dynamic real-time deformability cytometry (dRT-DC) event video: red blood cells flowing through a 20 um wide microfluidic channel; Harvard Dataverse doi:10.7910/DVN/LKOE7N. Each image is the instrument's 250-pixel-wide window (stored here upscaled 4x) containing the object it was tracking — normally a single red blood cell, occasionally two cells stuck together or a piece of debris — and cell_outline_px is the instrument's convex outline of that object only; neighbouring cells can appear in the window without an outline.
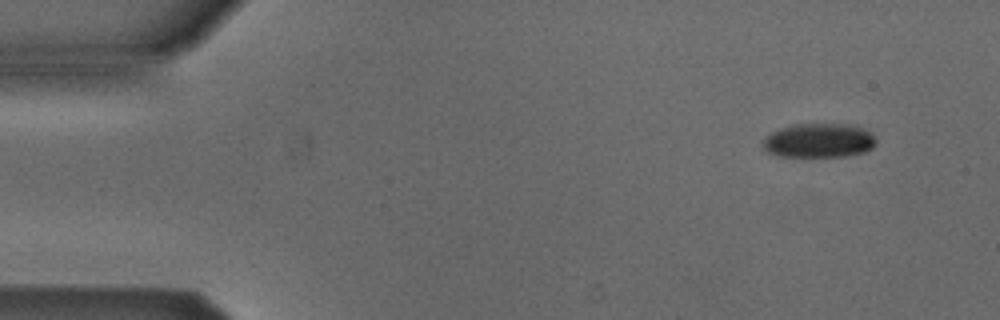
{"species": "Egyptian fruit bat (a non-hibernating species)", "species_latin": "Rousettus aegyptiacus", "temperature_condition": "cold", "stored_images_in_passage": 4, "camera_frame_rate_fps": 3000, "um_per_image_px": 0.085, "animal": {"sex": "male"}, "frame": {"image": 1, "passage_image": 1, "time_ms": 0.0, "image_size_px": [1000, 320], "cell_outline_px": [[876, 140], [872, 148], [864, 152], [848, 156], [780, 156], [768, 152], [760, 144], [772, 132], [780, 128], [792, 124], [856, 124], [868, 132]], "centroid_in_image_um": [69.6, 11.94], "position_along_channel_um": 15.4, "area_um2": 22.48}}
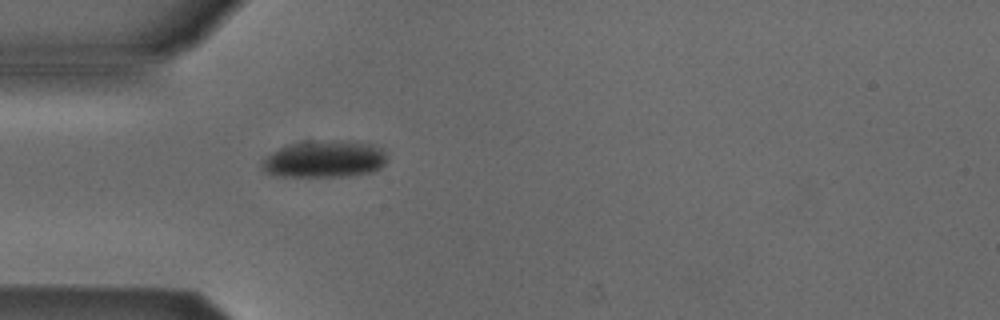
{"frame": {"image": 2, "passage_image": 4, "time_ms": 1.0, "image_size_px": [1000, 320], "cell_outline_px": [[384, 164], [380, 168], [372, 172], [348, 176], [276, 176], [260, 168], [260, 164], [264, 156], [280, 148], [304, 140], [340, 140], [372, 144], [380, 148], [384, 152]], "centroid_in_image_um": [27.53, 13.51], "position_along_channel_um": 57.5, "area_um2": 27.05}}